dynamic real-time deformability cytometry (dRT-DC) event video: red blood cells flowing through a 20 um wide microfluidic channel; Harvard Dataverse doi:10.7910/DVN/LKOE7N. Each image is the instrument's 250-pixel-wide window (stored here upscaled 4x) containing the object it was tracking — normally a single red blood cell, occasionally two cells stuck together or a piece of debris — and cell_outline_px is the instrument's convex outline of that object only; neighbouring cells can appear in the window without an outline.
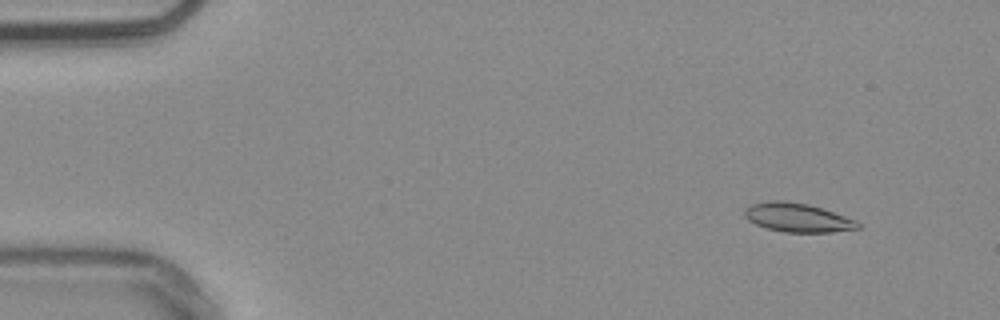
{"species": "common noctule bat (a hibernating species)", "species_latin": "Nyctalus noctula", "temperature_condition": "warm", "stored_images_in_passage": 55, "camera_frame_rate_fps": 3000, "um_per_image_px": 0.085, "animal": {"sex": "male", "body_mass_g": 20.4}, "frame": {"image": 1, "passage_image": 6, "time_ms": 1.667, "image_size_px": [1000, 320], "cell_outline_px": [[860, 228], [832, 232], [784, 232], [768, 228], [756, 224], [748, 220], [744, 216], [744, 208], [752, 204], [772, 200], [784, 200], [808, 204], [856, 220], [860, 224]], "centroid_in_image_um": [67.76, 18.49], "position_along_channel_um": 17.2, "area_um2": 18.9}}
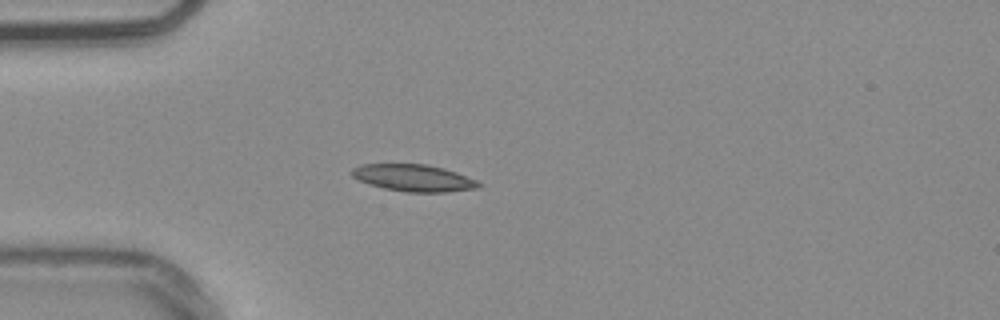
{"frame": {"image": 2, "passage_image": 16, "time_ms": 5.0, "image_size_px": [1000, 320], "cell_outline_px": [[480, 188], [448, 192], [404, 192], [384, 188], [368, 184], [352, 176], [348, 172], [352, 168], [360, 164], [428, 164], [444, 168], [456, 172], [476, 180], [480, 184]], "centroid_in_image_um": [35.13, 15.12], "position_along_channel_um": 49.9, "area_um2": 20.06}}
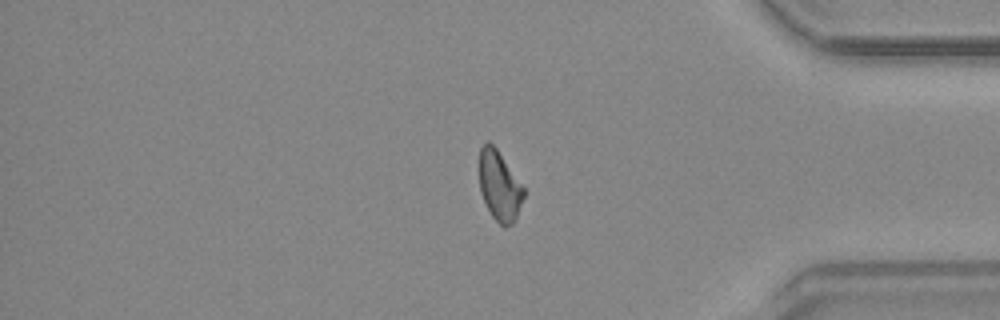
{"frame": {"image": 3, "passage_image": 46, "time_ms": 15.0, "image_size_px": [1000, 320], "cell_outline_px": [[524, 196], [516, 220], [512, 224], [504, 228], [492, 216], [480, 192], [480, 148], [488, 140], [496, 148], [524, 188]], "centroid_in_image_um": [42.46, 15.83], "position_along_channel_um": 392.7, "area_um2": 17.8}, "authors_computed_cell_mechanics": {"area_um2": 18.785, "velocity_mm_per_s": 3.7847, "shape_relaxation_time_tau1_ms": null, "shape_relaxation_time_tau2_ms": 6.246, "deformation_change_tau1": null, "deformation_change_tau2": 0.1347}}